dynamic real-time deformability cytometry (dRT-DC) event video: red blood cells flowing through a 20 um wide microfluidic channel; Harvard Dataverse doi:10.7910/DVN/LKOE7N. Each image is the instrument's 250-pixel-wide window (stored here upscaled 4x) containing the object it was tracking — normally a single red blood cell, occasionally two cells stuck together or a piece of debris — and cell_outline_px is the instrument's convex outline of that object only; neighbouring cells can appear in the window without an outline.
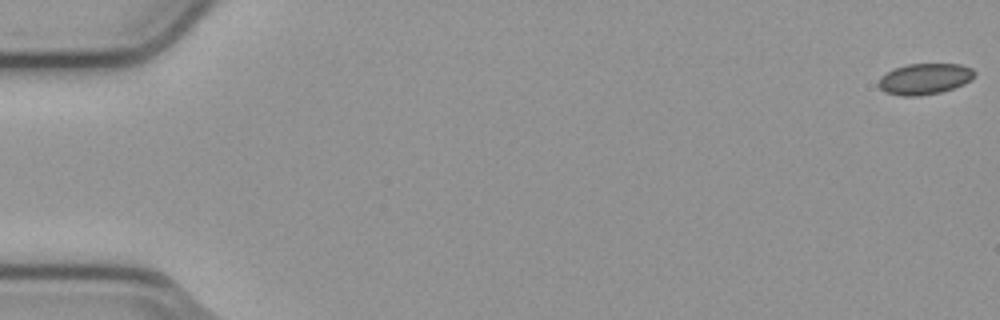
{"species": "common noctule bat (a hibernating species)", "species_latin": "Nyctalus noctula", "temperature_condition": "cold", "stored_images_in_passage": 55, "camera_frame_rate_fps": 3000, "um_per_image_px": 0.085, "animal": {"sex": "male", "body_mass_g": 23.1, "forearm_length_mm": 52.7}, "frame": {"image": 1, "passage_image": 1, "time_ms": 0.0, "image_size_px": [1000, 320], "cell_outline_px": [[976, 72], [972, 80], [964, 84], [940, 92], [920, 96], [900, 96], [884, 92], [876, 84], [880, 76], [896, 68], [908, 64], [960, 64], [972, 68]], "centroid_in_image_um": [78.59, 6.71], "position_along_channel_um": 6.4, "area_um2": 17.46}}
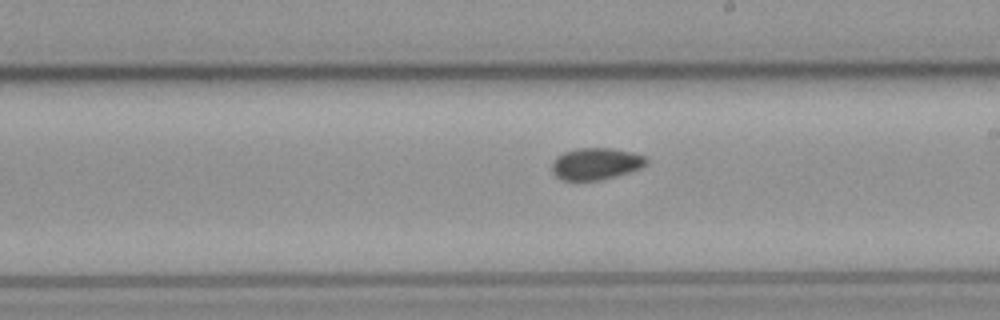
{"frame": {"image": 2, "passage_image": 32, "time_ms": 10.333, "image_size_px": [1000, 320], "cell_outline_px": [[648, 164], [640, 168], [616, 176], [600, 180], [564, 180], [556, 176], [552, 172], [552, 160], [556, 156], [564, 152], [576, 148], [612, 148], [632, 152], [644, 156], [648, 160]], "centroid_in_image_um": [50.64, 13.91], "position_along_channel_um": 238.4, "area_um2": 17.57}}
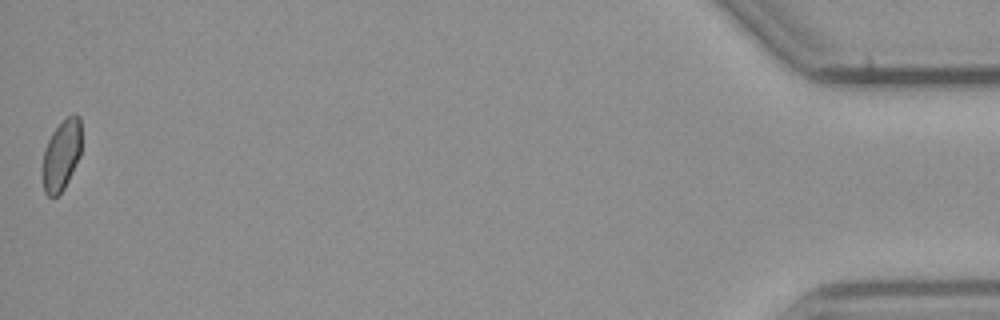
{"frame": {"image": 3, "passage_image": 55, "time_ms": 18.0, "image_size_px": [1000, 320], "cell_outline_px": [[80, 156], [64, 188], [56, 196], [48, 196], [44, 192], [44, 152], [48, 140], [52, 132], [68, 116], [76, 112], [80, 116]], "centroid_in_image_um": [5.25, 13.15], "position_along_channel_um": 430.0, "area_um2": 15.55}, "authors_computed_cell_mechanics": {"area_um2": 17.4556, "velocity_mm_per_s": 3.7897, "shape_relaxation_time_tau1_ms": null, "shape_relaxation_time_tau2_ms": 8.7774, "deformation_change_tau1": null, "deformation_change_tau2": 0.0975}}